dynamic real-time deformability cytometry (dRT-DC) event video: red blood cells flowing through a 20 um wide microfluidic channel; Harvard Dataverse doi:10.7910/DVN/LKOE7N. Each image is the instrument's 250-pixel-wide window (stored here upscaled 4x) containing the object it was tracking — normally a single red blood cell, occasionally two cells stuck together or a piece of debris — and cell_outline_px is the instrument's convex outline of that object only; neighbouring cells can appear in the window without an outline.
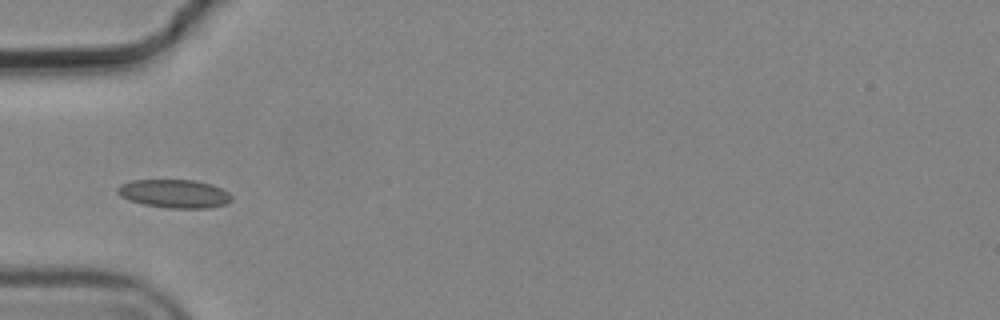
{"species": "common noctule bat (a hibernating species)", "species_latin": "Nyctalus noctula", "temperature_condition": "cold", "stored_images_in_passage": 7, "camera_frame_rate_fps": 3000, "um_per_image_px": 0.085, "animal": {"sex": "male", "body_mass_g": 19.2, "forearm_length_mm": 51.8}, "frame": {"image": 1, "passage_image": 5, "time_ms": 1.333, "image_size_px": [1000, 320], "cell_outline_px": [[232, 200], [228, 204], [208, 208], [168, 208], [144, 204], [128, 200], [120, 196], [116, 192], [116, 188], [120, 184], [132, 180], [196, 180], [212, 184], [228, 192], [232, 196]], "centroid_in_image_um": [14.82, 16.46], "position_along_channel_um": 70.2, "area_um2": 19.07}}
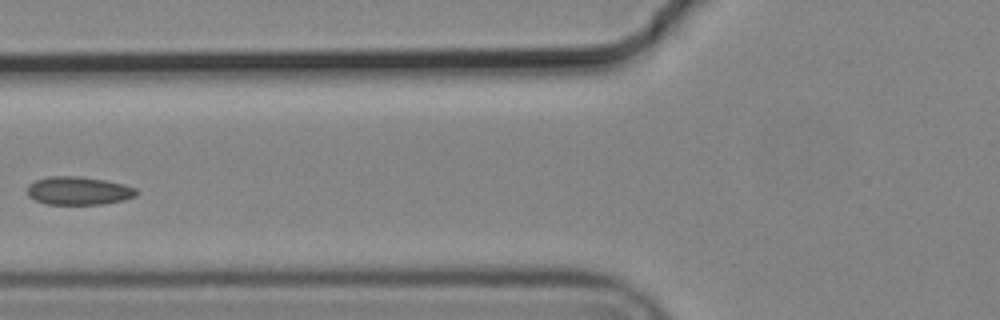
{"frame": {"image": 2, "passage_image": 6, "time_ms": 1.667, "image_size_px": [1000, 320], "cell_outline_px": [[140, 192], [136, 196], [124, 200], [100, 204], [44, 204], [28, 196], [28, 184], [36, 180], [48, 176], [80, 176], [104, 180], [124, 184], [136, 188]], "centroid_in_image_um": [6.69, 16.21], "position_along_channel_um": 119.1, "area_um2": 18.03}}
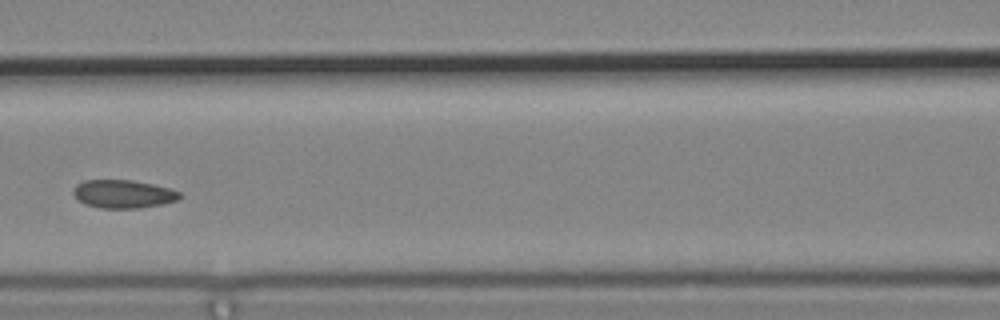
{"frame": {"image": 3, "passage_image": 7, "time_ms": 2.0, "image_size_px": [1000, 320], "cell_outline_px": [[184, 196], [176, 200], [164, 204], [140, 208], [100, 208], [84, 204], [72, 192], [76, 184], [84, 180], [132, 180], [152, 184], [168, 188], [180, 192]], "centroid_in_image_um": [10.49, 16.49], "position_along_channel_um": 156.1, "area_um2": 17.51}}